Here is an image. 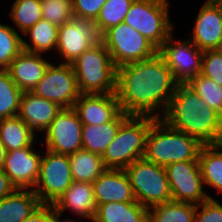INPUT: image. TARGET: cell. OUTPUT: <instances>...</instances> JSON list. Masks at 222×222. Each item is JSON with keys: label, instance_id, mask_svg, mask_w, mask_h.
<instances>
[{"label": "cell", "instance_id": "obj_1", "mask_svg": "<svg viewBox=\"0 0 222 222\" xmlns=\"http://www.w3.org/2000/svg\"><path fill=\"white\" fill-rule=\"evenodd\" d=\"M177 85L165 60L156 53L117 67L115 94L124 114L161 119Z\"/></svg>", "mask_w": 222, "mask_h": 222}, {"label": "cell", "instance_id": "obj_2", "mask_svg": "<svg viewBox=\"0 0 222 222\" xmlns=\"http://www.w3.org/2000/svg\"><path fill=\"white\" fill-rule=\"evenodd\" d=\"M161 119L202 145L222 143V116L187 84H178Z\"/></svg>", "mask_w": 222, "mask_h": 222}, {"label": "cell", "instance_id": "obj_3", "mask_svg": "<svg viewBox=\"0 0 222 222\" xmlns=\"http://www.w3.org/2000/svg\"><path fill=\"white\" fill-rule=\"evenodd\" d=\"M202 146L196 138L156 119L146 137L144 158L165 167L174 162L198 160Z\"/></svg>", "mask_w": 222, "mask_h": 222}, {"label": "cell", "instance_id": "obj_4", "mask_svg": "<svg viewBox=\"0 0 222 222\" xmlns=\"http://www.w3.org/2000/svg\"><path fill=\"white\" fill-rule=\"evenodd\" d=\"M71 65L80 94L115 93L117 67L103 42L87 49Z\"/></svg>", "mask_w": 222, "mask_h": 222}, {"label": "cell", "instance_id": "obj_5", "mask_svg": "<svg viewBox=\"0 0 222 222\" xmlns=\"http://www.w3.org/2000/svg\"><path fill=\"white\" fill-rule=\"evenodd\" d=\"M156 118L128 116L102 155L106 169H125L145 154L146 137Z\"/></svg>", "mask_w": 222, "mask_h": 222}, {"label": "cell", "instance_id": "obj_6", "mask_svg": "<svg viewBox=\"0 0 222 222\" xmlns=\"http://www.w3.org/2000/svg\"><path fill=\"white\" fill-rule=\"evenodd\" d=\"M170 4L169 0H134L123 22L159 49L175 28L170 20Z\"/></svg>", "mask_w": 222, "mask_h": 222}, {"label": "cell", "instance_id": "obj_7", "mask_svg": "<svg viewBox=\"0 0 222 222\" xmlns=\"http://www.w3.org/2000/svg\"><path fill=\"white\" fill-rule=\"evenodd\" d=\"M133 189L135 199L146 208L172 200L169 181L164 166L144 157L124 169Z\"/></svg>", "mask_w": 222, "mask_h": 222}, {"label": "cell", "instance_id": "obj_8", "mask_svg": "<svg viewBox=\"0 0 222 222\" xmlns=\"http://www.w3.org/2000/svg\"><path fill=\"white\" fill-rule=\"evenodd\" d=\"M102 42L116 67L153 57L158 49L130 25L122 22L102 34Z\"/></svg>", "mask_w": 222, "mask_h": 222}, {"label": "cell", "instance_id": "obj_9", "mask_svg": "<svg viewBox=\"0 0 222 222\" xmlns=\"http://www.w3.org/2000/svg\"><path fill=\"white\" fill-rule=\"evenodd\" d=\"M44 149L41 156L39 178L33 189L41 204H53L74 182L69 155Z\"/></svg>", "mask_w": 222, "mask_h": 222}, {"label": "cell", "instance_id": "obj_10", "mask_svg": "<svg viewBox=\"0 0 222 222\" xmlns=\"http://www.w3.org/2000/svg\"><path fill=\"white\" fill-rule=\"evenodd\" d=\"M101 42L102 33L95 20L74 17L58 27L56 55L59 53V62L71 64L87 49Z\"/></svg>", "mask_w": 222, "mask_h": 222}, {"label": "cell", "instance_id": "obj_11", "mask_svg": "<svg viewBox=\"0 0 222 222\" xmlns=\"http://www.w3.org/2000/svg\"><path fill=\"white\" fill-rule=\"evenodd\" d=\"M31 92L56 103L62 109L73 108L80 96L72 65L61 62L57 65L51 62Z\"/></svg>", "mask_w": 222, "mask_h": 222}, {"label": "cell", "instance_id": "obj_12", "mask_svg": "<svg viewBox=\"0 0 222 222\" xmlns=\"http://www.w3.org/2000/svg\"><path fill=\"white\" fill-rule=\"evenodd\" d=\"M165 170L173 201L198 205L216 199L204 188L198 160L170 163Z\"/></svg>", "mask_w": 222, "mask_h": 222}, {"label": "cell", "instance_id": "obj_13", "mask_svg": "<svg viewBox=\"0 0 222 222\" xmlns=\"http://www.w3.org/2000/svg\"><path fill=\"white\" fill-rule=\"evenodd\" d=\"M172 33L158 49L178 84H187L201 73L203 51L188 38L176 40Z\"/></svg>", "mask_w": 222, "mask_h": 222}, {"label": "cell", "instance_id": "obj_14", "mask_svg": "<svg viewBox=\"0 0 222 222\" xmlns=\"http://www.w3.org/2000/svg\"><path fill=\"white\" fill-rule=\"evenodd\" d=\"M83 124L73 108L61 109L51 125L43 132L40 142L45 149L70 155L82 149Z\"/></svg>", "mask_w": 222, "mask_h": 222}, {"label": "cell", "instance_id": "obj_15", "mask_svg": "<svg viewBox=\"0 0 222 222\" xmlns=\"http://www.w3.org/2000/svg\"><path fill=\"white\" fill-rule=\"evenodd\" d=\"M28 146L7 152L2 169L17 189L33 190L38 178L41 149Z\"/></svg>", "mask_w": 222, "mask_h": 222}, {"label": "cell", "instance_id": "obj_16", "mask_svg": "<svg viewBox=\"0 0 222 222\" xmlns=\"http://www.w3.org/2000/svg\"><path fill=\"white\" fill-rule=\"evenodd\" d=\"M192 35L188 39L200 50L222 48V16L211 0H206L195 17Z\"/></svg>", "mask_w": 222, "mask_h": 222}, {"label": "cell", "instance_id": "obj_17", "mask_svg": "<svg viewBox=\"0 0 222 222\" xmlns=\"http://www.w3.org/2000/svg\"><path fill=\"white\" fill-rule=\"evenodd\" d=\"M73 109L83 125H100L112 121L120 112L115 93L80 94Z\"/></svg>", "mask_w": 222, "mask_h": 222}, {"label": "cell", "instance_id": "obj_18", "mask_svg": "<svg viewBox=\"0 0 222 222\" xmlns=\"http://www.w3.org/2000/svg\"><path fill=\"white\" fill-rule=\"evenodd\" d=\"M43 55L22 50L10 63L7 71L22 92L32 91L44 76L52 57Z\"/></svg>", "mask_w": 222, "mask_h": 222}, {"label": "cell", "instance_id": "obj_19", "mask_svg": "<svg viewBox=\"0 0 222 222\" xmlns=\"http://www.w3.org/2000/svg\"><path fill=\"white\" fill-rule=\"evenodd\" d=\"M96 205L109 202H135L129 178L124 169H105L92 182Z\"/></svg>", "mask_w": 222, "mask_h": 222}, {"label": "cell", "instance_id": "obj_20", "mask_svg": "<svg viewBox=\"0 0 222 222\" xmlns=\"http://www.w3.org/2000/svg\"><path fill=\"white\" fill-rule=\"evenodd\" d=\"M52 206L62 215L69 209L68 213L74 214L78 219L84 218L92 222L97 210L92 183L74 181Z\"/></svg>", "mask_w": 222, "mask_h": 222}, {"label": "cell", "instance_id": "obj_21", "mask_svg": "<svg viewBox=\"0 0 222 222\" xmlns=\"http://www.w3.org/2000/svg\"><path fill=\"white\" fill-rule=\"evenodd\" d=\"M61 109L56 103L28 91L22 94L17 116L42 137Z\"/></svg>", "mask_w": 222, "mask_h": 222}, {"label": "cell", "instance_id": "obj_22", "mask_svg": "<svg viewBox=\"0 0 222 222\" xmlns=\"http://www.w3.org/2000/svg\"><path fill=\"white\" fill-rule=\"evenodd\" d=\"M41 203L31 189H16L0 200V222H23Z\"/></svg>", "mask_w": 222, "mask_h": 222}, {"label": "cell", "instance_id": "obj_23", "mask_svg": "<svg viewBox=\"0 0 222 222\" xmlns=\"http://www.w3.org/2000/svg\"><path fill=\"white\" fill-rule=\"evenodd\" d=\"M128 117L122 111L110 122L100 125H83L82 149L103 155L114 140L121 123Z\"/></svg>", "mask_w": 222, "mask_h": 222}, {"label": "cell", "instance_id": "obj_24", "mask_svg": "<svg viewBox=\"0 0 222 222\" xmlns=\"http://www.w3.org/2000/svg\"><path fill=\"white\" fill-rule=\"evenodd\" d=\"M92 222H148V208L137 201L100 204Z\"/></svg>", "mask_w": 222, "mask_h": 222}, {"label": "cell", "instance_id": "obj_25", "mask_svg": "<svg viewBox=\"0 0 222 222\" xmlns=\"http://www.w3.org/2000/svg\"><path fill=\"white\" fill-rule=\"evenodd\" d=\"M37 138L38 135L18 116L0 119V139L7 152L37 143L42 147Z\"/></svg>", "mask_w": 222, "mask_h": 222}, {"label": "cell", "instance_id": "obj_26", "mask_svg": "<svg viewBox=\"0 0 222 222\" xmlns=\"http://www.w3.org/2000/svg\"><path fill=\"white\" fill-rule=\"evenodd\" d=\"M22 48L24 51L46 54L56 51L58 42V26L46 19L39 20L34 26L22 34ZM29 36L28 42L25 37Z\"/></svg>", "mask_w": 222, "mask_h": 222}, {"label": "cell", "instance_id": "obj_27", "mask_svg": "<svg viewBox=\"0 0 222 222\" xmlns=\"http://www.w3.org/2000/svg\"><path fill=\"white\" fill-rule=\"evenodd\" d=\"M198 162L204 186L222 195V143L203 145L198 154Z\"/></svg>", "mask_w": 222, "mask_h": 222}, {"label": "cell", "instance_id": "obj_28", "mask_svg": "<svg viewBox=\"0 0 222 222\" xmlns=\"http://www.w3.org/2000/svg\"><path fill=\"white\" fill-rule=\"evenodd\" d=\"M71 175L75 182L95 181L104 171L102 155L84 149L69 155Z\"/></svg>", "mask_w": 222, "mask_h": 222}, {"label": "cell", "instance_id": "obj_29", "mask_svg": "<svg viewBox=\"0 0 222 222\" xmlns=\"http://www.w3.org/2000/svg\"><path fill=\"white\" fill-rule=\"evenodd\" d=\"M196 204L169 201L148 209V222H194Z\"/></svg>", "mask_w": 222, "mask_h": 222}, {"label": "cell", "instance_id": "obj_30", "mask_svg": "<svg viewBox=\"0 0 222 222\" xmlns=\"http://www.w3.org/2000/svg\"><path fill=\"white\" fill-rule=\"evenodd\" d=\"M9 12L12 27L21 35L43 18L41 0H15Z\"/></svg>", "mask_w": 222, "mask_h": 222}, {"label": "cell", "instance_id": "obj_31", "mask_svg": "<svg viewBox=\"0 0 222 222\" xmlns=\"http://www.w3.org/2000/svg\"><path fill=\"white\" fill-rule=\"evenodd\" d=\"M22 94L9 72L0 70V119L18 115Z\"/></svg>", "mask_w": 222, "mask_h": 222}, {"label": "cell", "instance_id": "obj_32", "mask_svg": "<svg viewBox=\"0 0 222 222\" xmlns=\"http://www.w3.org/2000/svg\"><path fill=\"white\" fill-rule=\"evenodd\" d=\"M22 35L11 25L0 23V70H7L23 50Z\"/></svg>", "mask_w": 222, "mask_h": 222}, {"label": "cell", "instance_id": "obj_33", "mask_svg": "<svg viewBox=\"0 0 222 222\" xmlns=\"http://www.w3.org/2000/svg\"><path fill=\"white\" fill-rule=\"evenodd\" d=\"M187 85L192 88L201 100L222 116V86L201 74L192 78Z\"/></svg>", "mask_w": 222, "mask_h": 222}, {"label": "cell", "instance_id": "obj_34", "mask_svg": "<svg viewBox=\"0 0 222 222\" xmlns=\"http://www.w3.org/2000/svg\"><path fill=\"white\" fill-rule=\"evenodd\" d=\"M133 1L134 0H107L95 20L100 32L103 34L110 27L122 23Z\"/></svg>", "mask_w": 222, "mask_h": 222}, {"label": "cell", "instance_id": "obj_35", "mask_svg": "<svg viewBox=\"0 0 222 222\" xmlns=\"http://www.w3.org/2000/svg\"><path fill=\"white\" fill-rule=\"evenodd\" d=\"M42 17L56 26L74 19L72 0H41Z\"/></svg>", "mask_w": 222, "mask_h": 222}, {"label": "cell", "instance_id": "obj_36", "mask_svg": "<svg viewBox=\"0 0 222 222\" xmlns=\"http://www.w3.org/2000/svg\"><path fill=\"white\" fill-rule=\"evenodd\" d=\"M200 74L222 86V49L203 51Z\"/></svg>", "mask_w": 222, "mask_h": 222}, {"label": "cell", "instance_id": "obj_37", "mask_svg": "<svg viewBox=\"0 0 222 222\" xmlns=\"http://www.w3.org/2000/svg\"><path fill=\"white\" fill-rule=\"evenodd\" d=\"M219 200L208 199L196 205L194 222H222V204Z\"/></svg>", "mask_w": 222, "mask_h": 222}, {"label": "cell", "instance_id": "obj_38", "mask_svg": "<svg viewBox=\"0 0 222 222\" xmlns=\"http://www.w3.org/2000/svg\"><path fill=\"white\" fill-rule=\"evenodd\" d=\"M106 1L107 0H72L73 16L96 20L100 9Z\"/></svg>", "mask_w": 222, "mask_h": 222}, {"label": "cell", "instance_id": "obj_39", "mask_svg": "<svg viewBox=\"0 0 222 222\" xmlns=\"http://www.w3.org/2000/svg\"><path fill=\"white\" fill-rule=\"evenodd\" d=\"M54 207L52 204H41L35 211L23 222H53Z\"/></svg>", "mask_w": 222, "mask_h": 222}, {"label": "cell", "instance_id": "obj_40", "mask_svg": "<svg viewBox=\"0 0 222 222\" xmlns=\"http://www.w3.org/2000/svg\"><path fill=\"white\" fill-rule=\"evenodd\" d=\"M17 188L0 168V200L12 194Z\"/></svg>", "mask_w": 222, "mask_h": 222}, {"label": "cell", "instance_id": "obj_41", "mask_svg": "<svg viewBox=\"0 0 222 222\" xmlns=\"http://www.w3.org/2000/svg\"><path fill=\"white\" fill-rule=\"evenodd\" d=\"M63 218V220H62ZM77 220L75 219H69V217H67L66 219L64 217H62V214H60L59 212H57L56 210H54V218H53V222H76Z\"/></svg>", "mask_w": 222, "mask_h": 222}, {"label": "cell", "instance_id": "obj_42", "mask_svg": "<svg viewBox=\"0 0 222 222\" xmlns=\"http://www.w3.org/2000/svg\"><path fill=\"white\" fill-rule=\"evenodd\" d=\"M6 155H7V150L5 149V146L3 145L0 139V168H2L3 166Z\"/></svg>", "mask_w": 222, "mask_h": 222}, {"label": "cell", "instance_id": "obj_43", "mask_svg": "<svg viewBox=\"0 0 222 222\" xmlns=\"http://www.w3.org/2000/svg\"><path fill=\"white\" fill-rule=\"evenodd\" d=\"M211 1L218 8L220 15L222 16V0H211Z\"/></svg>", "mask_w": 222, "mask_h": 222}]
</instances>
